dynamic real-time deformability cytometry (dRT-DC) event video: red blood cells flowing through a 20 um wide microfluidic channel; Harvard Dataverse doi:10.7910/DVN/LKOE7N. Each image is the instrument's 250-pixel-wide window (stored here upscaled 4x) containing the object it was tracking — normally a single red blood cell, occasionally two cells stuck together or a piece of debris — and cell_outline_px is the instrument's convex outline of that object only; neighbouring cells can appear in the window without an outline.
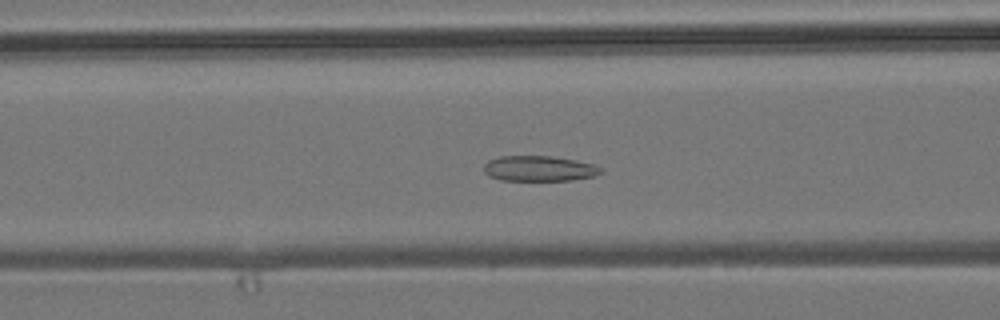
{"species": "common noctule bat (a hibernating species)", "species_latin": "Nyctalus noctula", "temperature_condition": "room temperature", "stored_images_in_passage": 44, "camera_frame_rate_fps": 3000, "um_per_image_px": 0.085, "animal": {"sex": "male", "body_mass_g": 19.2, "forearm_length_mm": 51.8}, "frame": {"image": 1, "passage_image": 11, "time_ms": 3.333, "image_size_px": [1000, 320], "cell_outline_px": [[604, 172], [592, 176], [572, 180], [500, 180], [488, 176], [484, 172], [484, 164], [488, 160], [500, 156], [552, 156], [576, 160], [592, 164], [600, 168]], "centroid_in_image_um": [45.78, 14.32], "position_along_channel_um": 120.8, "area_um2": 17.28}}
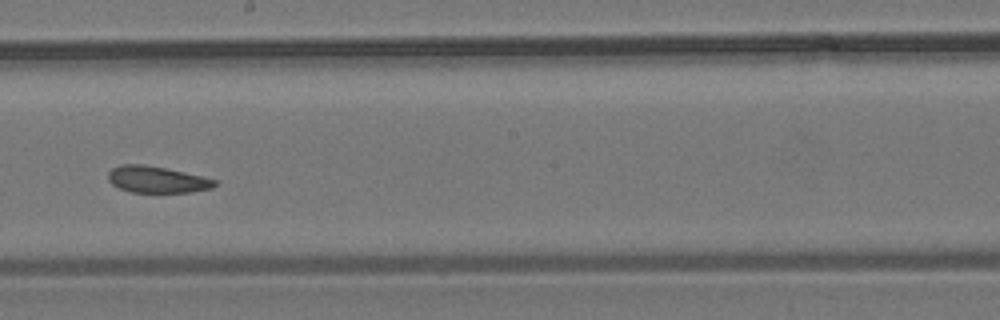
{"frame": {"image": 2, "passage_image": 20, "time_ms": 6.333, "image_size_px": [1000, 320], "cell_outline_px": [[216, 184], [212, 188], [192, 192], [132, 192], [120, 188], [112, 184], [108, 180], [108, 172], [112, 168], [120, 164], [144, 164], [184, 172], [216, 180]], "centroid_in_image_um": [13.3, 15.25], "position_along_channel_um": 234.9, "area_um2": 16.36}}
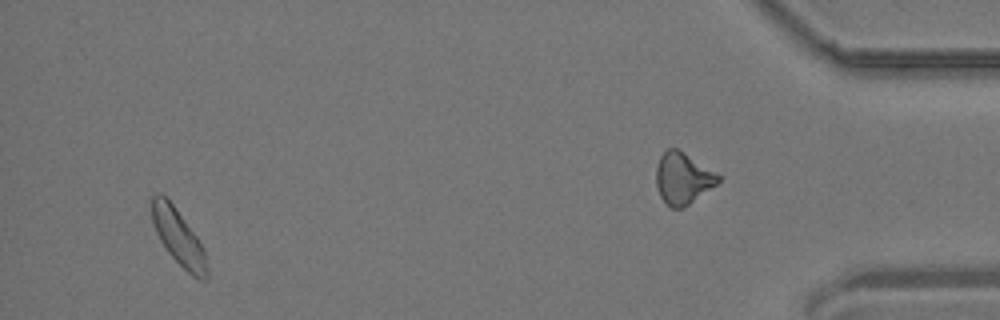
{"frame": {"image": 3, "passage_image": 41, "time_ms": 13.333, "image_size_px": [1000, 320], "cell_outline_px": [[208, 276], [204, 280], [200, 280], [192, 276], [168, 252], [160, 240], [156, 232], [152, 220], [152, 196], [156, 192], [160, 192], [172, 204], [196, 236], [204, 252], [208, 268]], "centroid_in_image_um": [15.16, 20.18], "position_along_channel_um": 420.0, "area_um2": 17.46}, "authors_computed_cell_mechanics": {"area_um2": 17.6579, "velocity_mm_per_s": 3.7954, "shape_relaxation_time_tau1_ms": null, "shape_relaxation_time_tau2_ms": 3.5662, "deformation_change_tau1": null, "deformation_change_tau2": 0.0963}}